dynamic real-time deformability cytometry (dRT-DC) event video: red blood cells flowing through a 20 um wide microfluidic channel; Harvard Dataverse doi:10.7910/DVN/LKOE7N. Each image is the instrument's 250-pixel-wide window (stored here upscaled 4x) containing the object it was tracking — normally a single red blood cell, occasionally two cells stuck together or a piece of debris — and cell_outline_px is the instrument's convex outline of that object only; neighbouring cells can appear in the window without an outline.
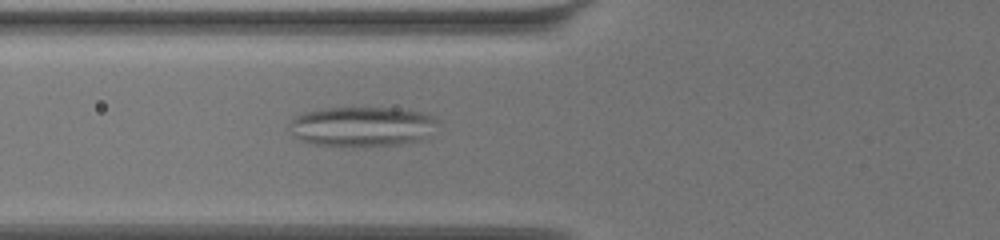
{"species": "common noctule bat (a hibernating species)", "species_latin": "Nyctalus noctula", "temperature_condition": "warm", "stored_images_in_passage": 50, "camera_frame_rate_fps": 3000, "um_per_image_px": 0.085, "animal": {"sex": "female", "body_mass_g": 19.5, "forearm_length_mm": 54.1}, "frame": {"image": 1, "passage_image": 10, "time_ms": 3.0, "image_size_px": [1000, 240], "cell_outline_px": [[436, 120], [420, 140], [400, 144], [368, 148], [352, 148], [312, 144], [300, 140], [288, 128], [288, 124], [296, 116], [308, 112], [328, 108], [396, 108], [420, 112]], "centroid_in_image_um": [30.65, 10.79], "position_along_channel_um": 95.1, "area_um2": 34.28}}
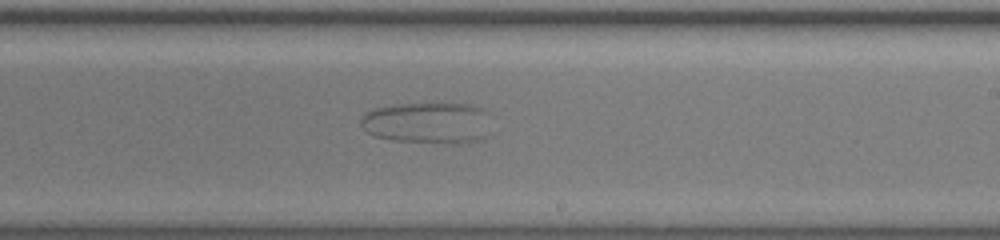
{"frame": {"image": 2, "passage_image": 25, "time_ms": 8.0, "image_size_px": [1000, 240], "cell_outline_px": [[488, 136], [484, 140], [468, 144], [448, 144], [396, 140], [376, 136], [368, 132], [364, 128], [360, 120], [368, 112], [376, 108], [400, 104], [472, 104], [484, 108], [488, 112]], "centroid_in_image_um": [36.47, 10.47], "position_along_channel_um": 252.5, "area_um2": 31.67}}
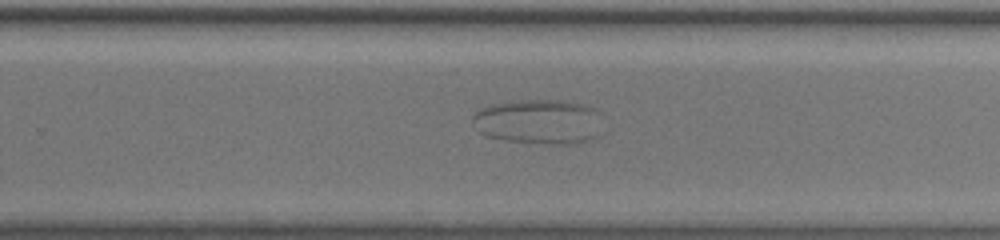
{"frame": {"image": 3, "passage_image": 28, "time_ms": 9.0, "image_size_px": [1000, 240], "cell_outline_px": [[600, 136], [596, 140], [576, 144], [544, 144], [504, 140], [488, 136], [480, 132], [472, 120], [472, 116], [480, 108], [492, 104], [520, 100], [560, 100], [584, 104], [596, 108], [600, 112]], "centroid_in_image_um": [45.87, 10.35], "position_along_channel_um": 283.9, "area_um2": 34.56}}